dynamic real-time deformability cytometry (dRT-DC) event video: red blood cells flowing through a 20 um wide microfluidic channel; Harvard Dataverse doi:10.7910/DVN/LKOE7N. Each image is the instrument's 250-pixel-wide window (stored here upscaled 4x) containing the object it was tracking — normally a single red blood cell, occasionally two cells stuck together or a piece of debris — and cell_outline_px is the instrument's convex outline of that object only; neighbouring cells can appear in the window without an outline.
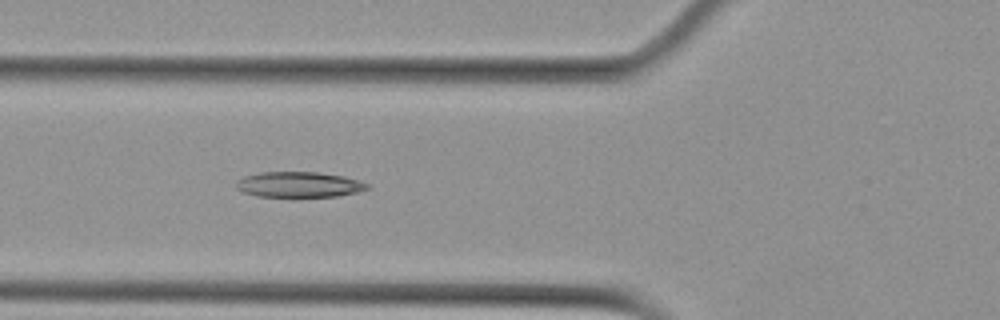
{"species": "Egyptian fruit bat (a non-hibernating species)", "species_latin": "Rousettus aegyptiacus", "temperature_condition": "cold", "stored_images_in_passage": 8, "camera_frame_rate_fps": 3000, "um_per_image_px": 0.085, "animal": {"sex": "female"}, "frame": {"image": 1, "passage_image": 6, "time_ms": 6.0, "image_size_px": [1000, 320], "cell_outline_px": [[372, 188], [356, 192], [336, 196], [260, 196], [244, 192], [236, 188], [236, 184], [244, 176], [260, 172], [320, 172], [344, 176], [360, 180], [368, 184]], "centroid_in_image_um": [25.47, 15.67], "position_along_channel_um": 100.3, "area_um2": 19.31}}
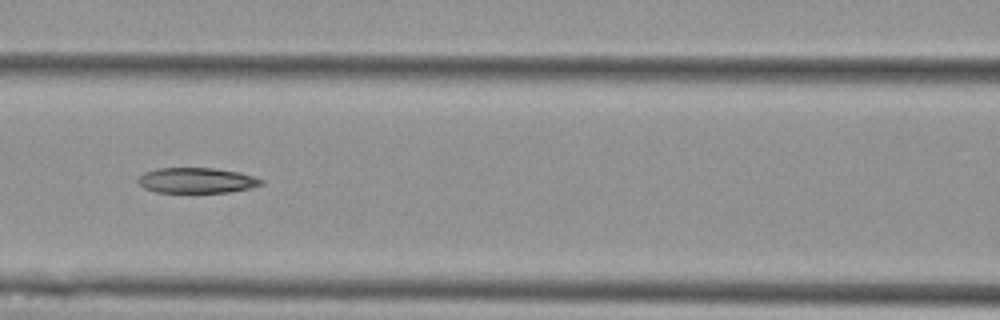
{"frame": {"image": 2, "passage_image": 7, "time_ms": 7.333, "image_size_px": [1000, 320], "cell_outline_px": [[264, 184], [248, 188], [228, 192], [156, 192], [144, 188], [136, 180], [144, 172], [156, 168], [212, 168], [240, 172], [264, 180]], "centroid_in_image_um": [16.7, 15.33], "position_along_channel_um": 149.9, "area_um2": 18.15}}
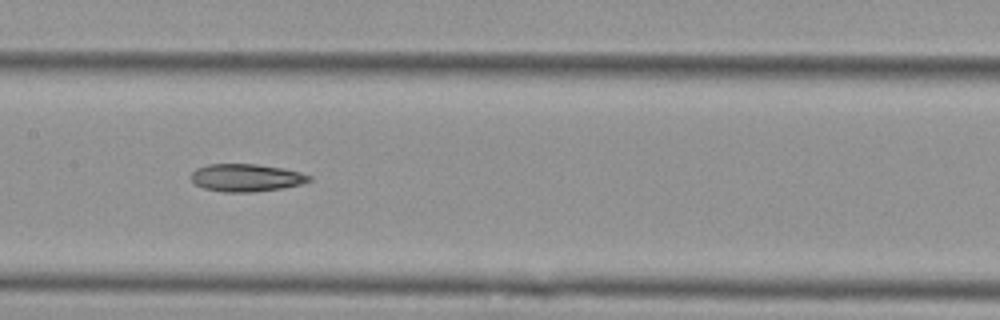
{"frame": {"image": 3, "passage_image": 8, "time_ms": 8.333, "image_size_px": [1000, 320], "cell_outline_px": [[312, 180], [300, 184], [284, 188], [252, 192], [224, 192], [204, 188], [196, 184], [192, 180], [192, 172], [196, 168], [208, 164], [256, 164], [284, 168], [300, 172], [312, 176]], "centroid_in_image_um": [20.95, 15.1], "position_along_channel_um": 186.4, "area_um2": 19.02}}